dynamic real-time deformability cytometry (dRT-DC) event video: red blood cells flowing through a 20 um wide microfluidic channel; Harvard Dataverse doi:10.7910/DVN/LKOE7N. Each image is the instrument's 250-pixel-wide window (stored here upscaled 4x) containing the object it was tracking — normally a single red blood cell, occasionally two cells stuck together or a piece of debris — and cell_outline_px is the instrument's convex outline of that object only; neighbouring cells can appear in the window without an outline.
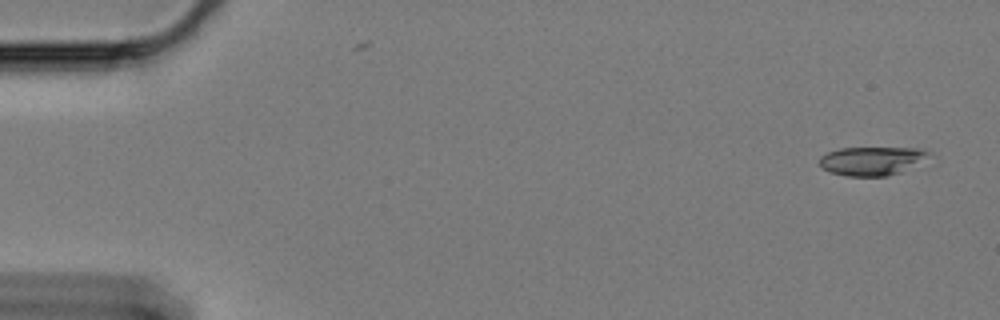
{"species": "Egyptian fruit bat (a non-hibernating species)", "species_latin": "Rousettus aegyptiacus", "temperature_condition": "cold", "stored_images_in_passage": 57, "camera_frame_rate_fps": 3000, "um_per_image_px": 0.085, "animal": {"sex": "female"}, "frame": {"image": 1, "passage_image": 1, "time_ms": 0.0, "image_size_px": [1000, 320], "cell_outline_px": [[932, 152], [900, 172], [888, 176], [848, 176], [832, 172], [824, 168], [820, 164], [820, 156], [828, 152], [840, 148], [924, 148]], "centroid_in_image_um": [74.06, 13.66], "position_along_channel_um": 10.9, "area_um2": 17.74}}
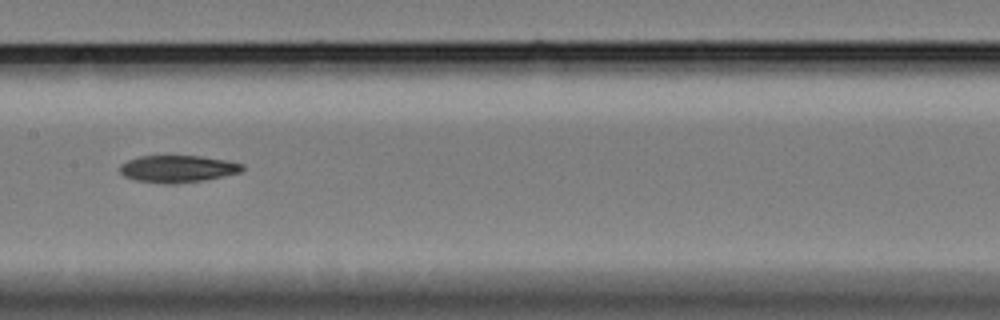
{"frame": {"image": 2, "passage_image": 29, "time_ms": 9.333, "image_size_px": [1000, 320], "cell_outline_px": [[244, 168], [240, 172], [224, 176], [204, 180], [172, 184], [168, 184], [136, 180], [124, 176], [120, 172], [120, 164], [128, 160], [140, 156], [200, 156], [228, 160], [244, 164]], "centroid_in_image_um": [15.12, 14.34], "position_along_channel_um": 192.3, "area_um2": 19.31}}
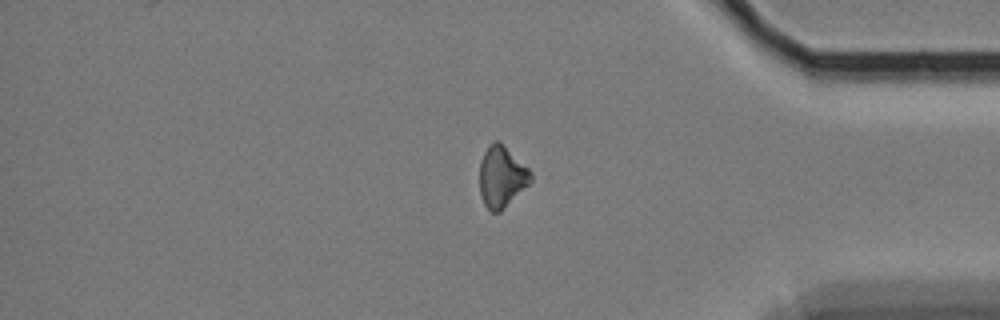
{"frame": {"image": 3, "passage_image": 49, "time_ms": 16.0, "image_size_px": [1000, 320], "cell_outline_px": [[532, 180], [500, 212], [492, 212], [484, 204], [480, 192], [480, 160], [484, 152], [492, 140], [496, 140], [528, 168], [532, 172]], "centroid_in_image_um": [42.62, 15.03], "position_along_channel_um": 392.6, "area_um2": 17.8}}